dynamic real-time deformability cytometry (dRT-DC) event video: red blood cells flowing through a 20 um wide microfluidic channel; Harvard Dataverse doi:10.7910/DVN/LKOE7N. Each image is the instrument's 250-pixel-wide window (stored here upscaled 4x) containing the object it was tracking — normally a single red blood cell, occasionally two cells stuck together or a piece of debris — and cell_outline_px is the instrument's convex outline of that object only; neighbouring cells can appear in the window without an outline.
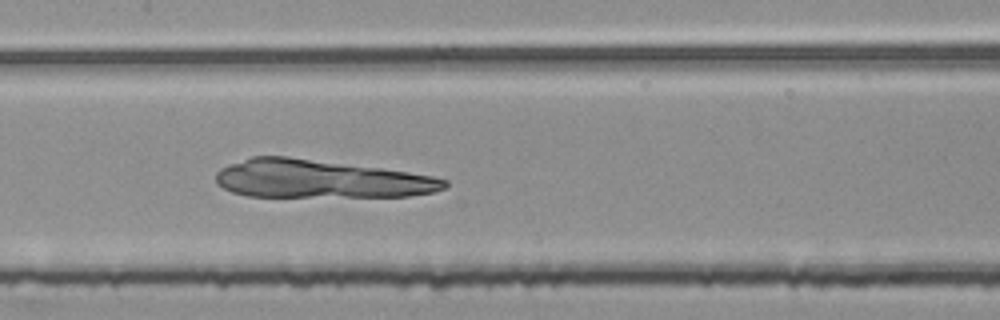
{"species": "common noctule bat (a hibernating species)", "species_latin": "Nyctalus noctula", "temperature_condition": "room temperature", "stored_images_in_passage": 52, "camera_frame_rate_fps": 3000, "um_per_image_px": 0.085, "animal": {"sex": "female", "body_mass_g": 25.1}, "frame": {"image": 1, "passage_image": 26, "time_ms": 8.333, "image_size_px": [1000, 320], "cell_outline_px": [[448, 184], [444, 188], [432, 192], [408, 196], [248, 196], [232, 192], [216, 184], [216, 172], [220, 168], [228, 164], [252, 156], [288, 156], [380, 168], [408, 172], [432, 176], [448, 180]], "centroid_in_image_um": [27.18, 15.2], "position_along_channel_um": 180.2, "area_um2": 50.58}}
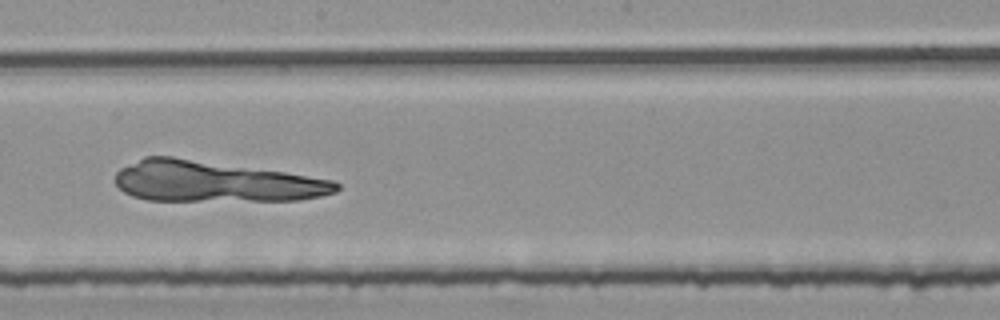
{"frame": {"image": 2, "passage_image": 30, "time_ms": 9.667, "image_size_px": [1000, 320], "cell_outline_px": [[340, 188], [336, 192], [320, 196], [300, 200], [148, 200], [132, 196], [124, 192], [116, 184], [116, 172], [120, 168], [144, 156], [172, 156], [284, 172], [332, 180], [340, 184]], "centroid_in_image_um": [18.25, 15.43], "position_along_channel_um": 230.0, "area_um2": 52.31}}